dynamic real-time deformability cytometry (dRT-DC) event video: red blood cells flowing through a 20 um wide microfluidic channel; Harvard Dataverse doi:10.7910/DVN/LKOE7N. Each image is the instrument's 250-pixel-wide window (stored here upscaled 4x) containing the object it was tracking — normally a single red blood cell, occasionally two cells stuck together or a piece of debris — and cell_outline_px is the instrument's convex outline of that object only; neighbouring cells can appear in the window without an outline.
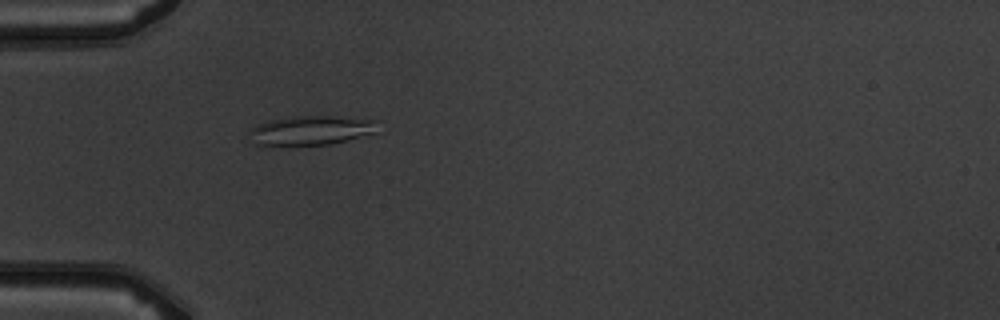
{"species": "common noctule bat (a hibernating species)", "species_latin": "Nyctalus noctula", "temperature_condition": "warm", "stored_images_in_passage": 2, "camera_frame_rate_fps": 3000, "um_per_image_px": 0.085, "animal": {"sex": "male", "body_mass_g": 19.5, "forearm_length_mm": 54.6}, "frame": {"image": 1, "passage_image": 2, "time_ms": 1.0, "image_size_px": [1000, 320], "cell_outline_px": [[376, 132], [332, 144], [252, 144], [252, 128], [268, 120], [288, 116], [332, 116], [376, 120]], "centroid_in_image_um": [26.46, 11.06], "position_along_channel_um": 58.5, "area_um2": 21.33}}